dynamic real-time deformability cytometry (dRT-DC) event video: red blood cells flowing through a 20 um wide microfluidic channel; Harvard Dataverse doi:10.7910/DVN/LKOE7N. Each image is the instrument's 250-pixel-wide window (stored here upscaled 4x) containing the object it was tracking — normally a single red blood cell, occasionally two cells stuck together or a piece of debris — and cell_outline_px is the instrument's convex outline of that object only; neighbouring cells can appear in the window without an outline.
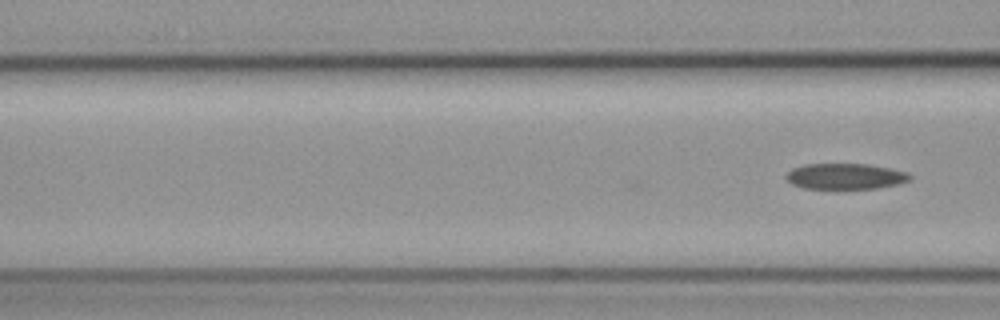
{"species": "common noctule bat (a hibernating species)", "species_latin": "Nyctalus noctula", "temperature_condition": "cold", "stored_images_in_passage": 4, "camera_frame_rate_fps": 3000, "um_per_image_px": 0.085, "animal": {"sex": "female", "body_mass_g": 19.3, "forearm_length_mm": 54.1}, "frame": {"image": 1, "passage_image": 4, "time_ms": 1.0, "image_size_px": [1000, 320], "cell_outline_px": [[912, 180], [900, 184], [876, 188], [804, 188], [792, 184], [784, 176], [792, 168], [804, 164], [868, 164], [908, 172], [912, 176]], "centroid_in_image_um": [71.88, 14.98], "position_along_channel_um": 94.7, "area_um2": 18.61}}